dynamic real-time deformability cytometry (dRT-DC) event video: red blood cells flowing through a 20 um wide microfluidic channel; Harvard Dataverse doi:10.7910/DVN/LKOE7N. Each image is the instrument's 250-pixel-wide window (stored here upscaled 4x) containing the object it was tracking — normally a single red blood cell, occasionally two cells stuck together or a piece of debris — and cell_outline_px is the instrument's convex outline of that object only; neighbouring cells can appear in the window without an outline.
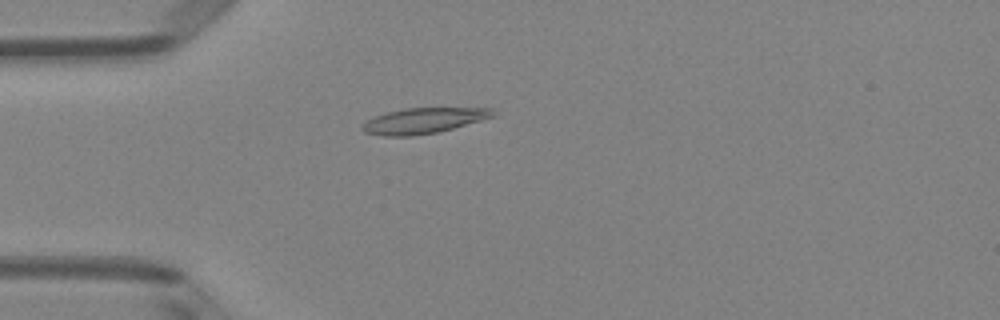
{"species": "Egyptian fruit bat (a non-hibernating species)", "species_latin": "Rousettus aegyptiacus", "temperature_condition": "room temperature", "stored_images_in_passage": 4, "camera_frame_rate_fps": 3000, "um_per_image_px": 0.085, "animal": {"sex": "female"}, "frame": {"image": 1, "passage_image": 4, "time_ms": 1.0, "image_size_px": [1000, 320], "cell_outline_px": [[496, 116], [452, 128], [436, 132], [412, 136], [384, 136], [364, 132], [360, 128], [368, 120], [376, 116], [388, 112], [404, 108], [492, 108], [496, 112]], "centroid_in_image_um": [36.02, 10.25], "position_along_channel_um": 49.0, "area_um2": 19.25}}